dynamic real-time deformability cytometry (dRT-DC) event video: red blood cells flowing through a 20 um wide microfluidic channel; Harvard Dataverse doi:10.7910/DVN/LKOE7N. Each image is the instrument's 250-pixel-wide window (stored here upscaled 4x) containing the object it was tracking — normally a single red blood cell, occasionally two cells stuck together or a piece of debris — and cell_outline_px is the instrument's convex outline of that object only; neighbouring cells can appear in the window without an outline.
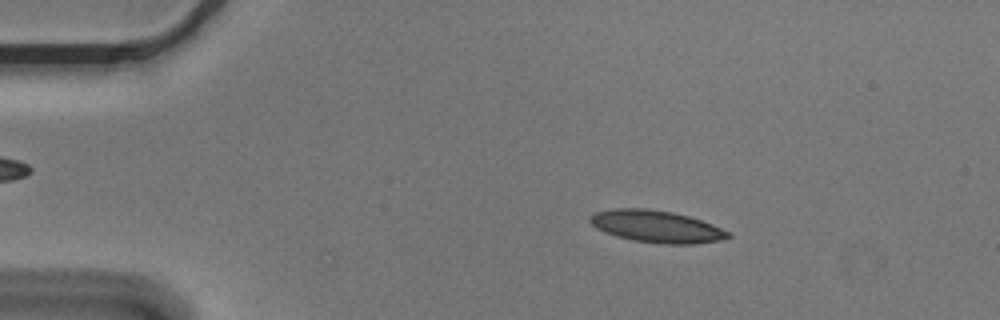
{"species": "Egyptian fruit bat (a non-hibernating species)", "species_latin": "Rousettus aegyptiacus", "temperature_condition": "cold", "stored_images_in_passage": 4, "camera_frame_rate_fps": 3000, "um_per_image_px": 0.085, "animal": {"sex": "male"}, "frame": {"image": 1, "passage_image": 2, "time_ms": 0.333, "image_size_px": [1000, 320], "cell_outline_px": [[732, 236], [724, 240], [692, 244], [664, 244], [632, 240], [616, 236], [596, 228], [588, 220], [588, 216], [596, 212], [612, 208], [648, 208], [672, 212], [688, 216], [712, 224], [728, 232]], "centroid_in_image_um": [55.78, 19.25], "position_along_channel_um": 29.2, "area_um2": 25.84}}